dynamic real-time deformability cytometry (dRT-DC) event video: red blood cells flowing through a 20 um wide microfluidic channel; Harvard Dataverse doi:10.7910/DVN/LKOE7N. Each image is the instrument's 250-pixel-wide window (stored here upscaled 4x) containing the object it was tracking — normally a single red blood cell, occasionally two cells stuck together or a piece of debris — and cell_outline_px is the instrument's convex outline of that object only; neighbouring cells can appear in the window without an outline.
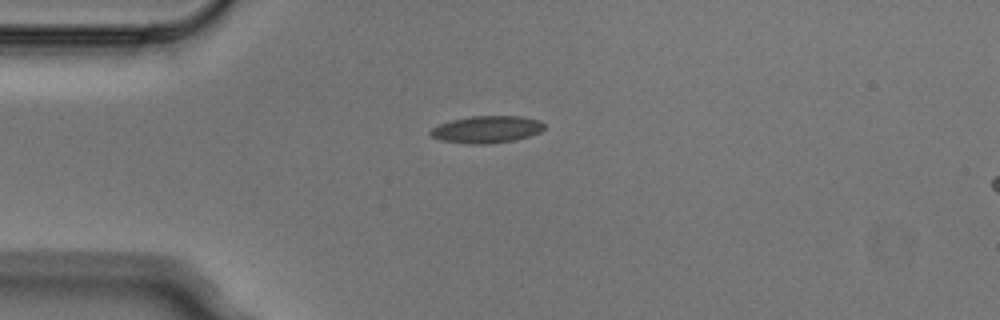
{"species": "Egyptian fruit bat (a non-hibernating species)", "species_latin": "Rousettus aegyptiacus", "temperature_condition": "cold", "stored_images_in_passage": 4, "camera_frame_rate_fps": 3000, "um_per_image_px": 0.085, "animal": {"sex": "male"}, "frame": {"image": 1, "passage_image": 1, "time_ms": 0.0, "image_size_px": [1000, 320], "cell_outline_px": [[544, 128], [540, 132], [528, 136], [512, 140], [488, 144], [468, 144], [440, 140], [432, 136], [428, 132], [432, 128], [440, 124], [452, 120], [472, 116], [520, 116], [540, 120], [544, 124]], "centroid_in_image_um": [41.36, 11.0], "position_along_channel_um": 43.6, "area_um2": 17.86}}
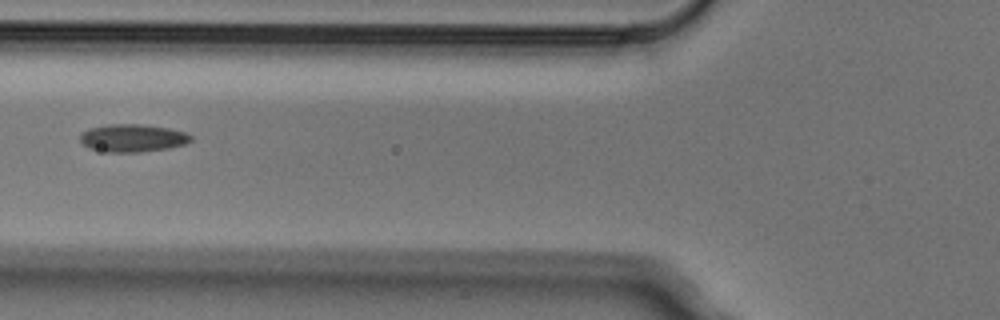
{"frame": {"image": 2, "passage_image": 3, "time_ms": 0.667, "image_size_px": [1000, 320], "cell_outline_px": [[192, 140], [184, 144], [168, 148], [140, 152], [108, 152], [88, 148], [80, 140], [80, 136], [88, 128], [108, 124], [140, 124], [168, 128], [184, 132], [192, 136]], "centroid_in_image_um": [11.26, 11.73], "position_along_channel_um": 114.5, "area_um2": 17.8}}
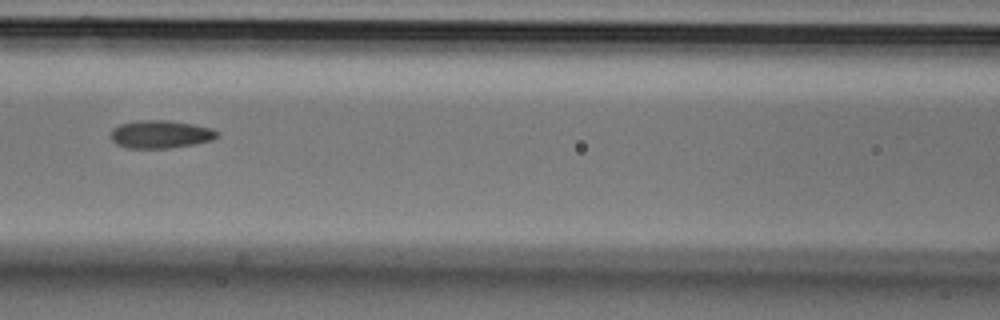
{"frame": {"image": 3, "passage_image": 4, "time_ms": 1.0, "image_size_px": [1000, 320], "cell_outline_px": [[220, 136], [212, 140], [196, 144], [168, 148], [128, 148], [116, 144], [112, 140], [112, 128], [120, 124], [140, 120], [164, 120], [192, 124], [212, 128], [220, 132]], "centroid_in_image_um": [13.69, 11.42], "position_along_channel_um": 152.9, "area_um2": 17.34}}